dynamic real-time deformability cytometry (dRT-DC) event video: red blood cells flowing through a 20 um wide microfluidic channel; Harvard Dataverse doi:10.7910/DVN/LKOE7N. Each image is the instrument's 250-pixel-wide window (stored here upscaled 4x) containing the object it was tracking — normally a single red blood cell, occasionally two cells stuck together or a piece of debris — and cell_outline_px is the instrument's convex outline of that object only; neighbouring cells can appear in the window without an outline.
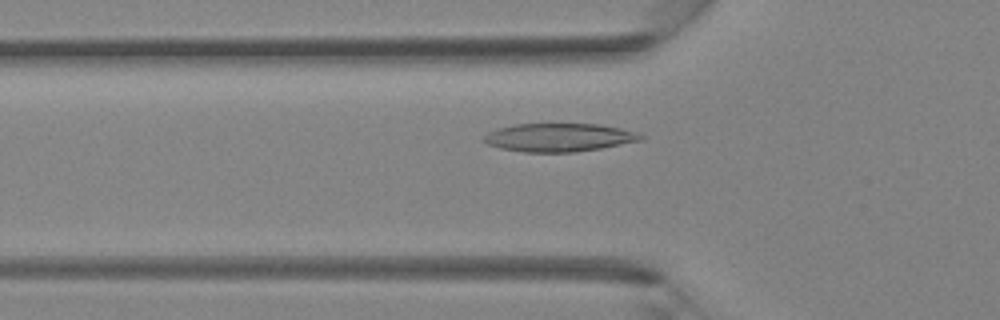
{"species": "Egyptian fruit bat (a non-hibernating species)", "species_latin": "Rousettus aegyptiacus", "temperature_condition": "room temperature", "stored_images_in_passage": 33, "camera_frame_rate_fps": 3000, "um_per_image_px": 0.085, "animal": {"sex": "female"}, "frame": {"image": 1, "passage_image": 6, "time_ms": 1.667, "image_size_px": [1000, 320], "cell_outline_px": [[644, 140], [600, 148], [576, 152], [524, 152], [500, 148], [488, 144], [484, 140], [484, 136], [488, 132], [496, 128], [516, 124], [600, 124], [620, 128], [636, 132], [644, 136]], "centroid_in_image_um": [47.53, 11.68], "position_along_channel_um": 78.3, "area_um2": 25.84}}
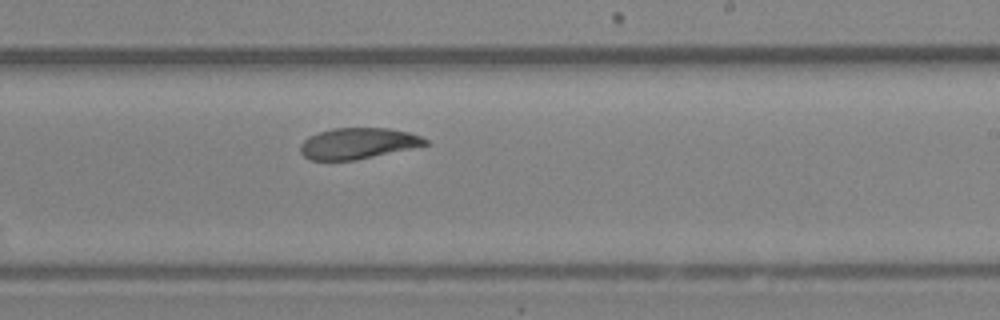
{"frame": {"image": 2, "passage_image": 17, "time_ms": 5.333, "image_size_px": [1000, 320], "cell_outline_px": [[428, 144], [412, 148], [356, 160], [308, 160], [300, 152], [300, 144], [308, 136], [332, 128], [388, 128], [408, 132], [420, 136], [428, 140]], "centroid_in_image_um": [30.39, 12.19], "position_along_channel_um": 258.6, "area_um2": 22.54}}
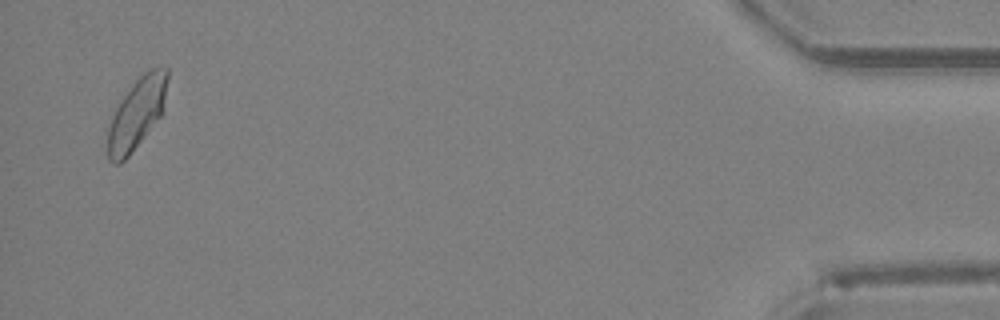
{"frame": {"image": 3, "passage_image": 32, "time_ms": 10.333, "image_size_px": [1000, 320], "cell_outline_px": [[168, 76], [164, 112], [128, 156], [120, 164], [112, 164], [108, 160], [108, 128], [112, 116], [120, 100], [132, 84], [144, 72], [152, 68], [168, 68]], "centroid_in_image_um": [11.63, 9.65], "position_along_channel_um": 423.6, "area_um2": 24.57}}